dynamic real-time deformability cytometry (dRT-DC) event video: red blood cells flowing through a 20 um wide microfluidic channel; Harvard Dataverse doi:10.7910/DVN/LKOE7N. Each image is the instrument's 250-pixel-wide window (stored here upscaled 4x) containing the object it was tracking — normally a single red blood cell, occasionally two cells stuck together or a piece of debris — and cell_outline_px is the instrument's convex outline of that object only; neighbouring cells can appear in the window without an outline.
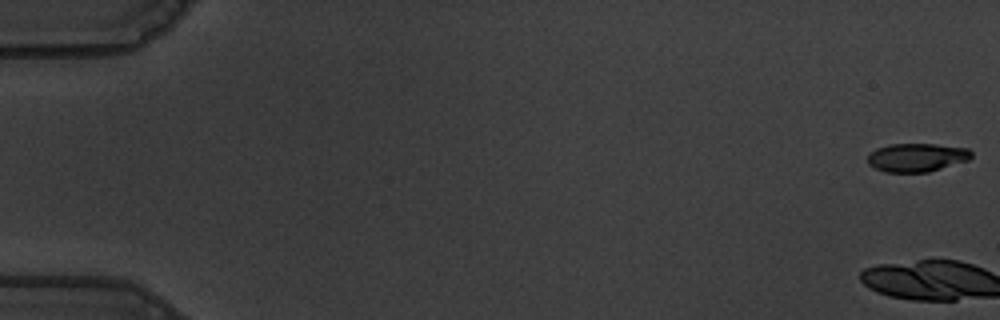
{"species": "common noctule bat (a hibernating species)", "species_latin": "Nyctalus noctula", "temperature_condition": "warm", "stored_images_in_passage": 4, "camera_frame_rate_fps": 3000, "um_per_image_px": 0.085, "animal": {"sex": "male", "body_mass_g": 19.5, "forearm_length_mm": 54.6}, "frame": {"image": 1, "passage_image": 1, "time_ms": 0.0, "image_size_px": [1000, 320], "cell_outline_px": [[972, 156], [968, 160], [928, 172], [884, 172], [868, 164], [868, 156], [876, 148], [888, 144], [936, 144], [968, 148], [972, 152]], "centroid_in_image_um": [77.93, 13.38], "position_along_channel_um": 7.1, "area_um2": 17.17}}